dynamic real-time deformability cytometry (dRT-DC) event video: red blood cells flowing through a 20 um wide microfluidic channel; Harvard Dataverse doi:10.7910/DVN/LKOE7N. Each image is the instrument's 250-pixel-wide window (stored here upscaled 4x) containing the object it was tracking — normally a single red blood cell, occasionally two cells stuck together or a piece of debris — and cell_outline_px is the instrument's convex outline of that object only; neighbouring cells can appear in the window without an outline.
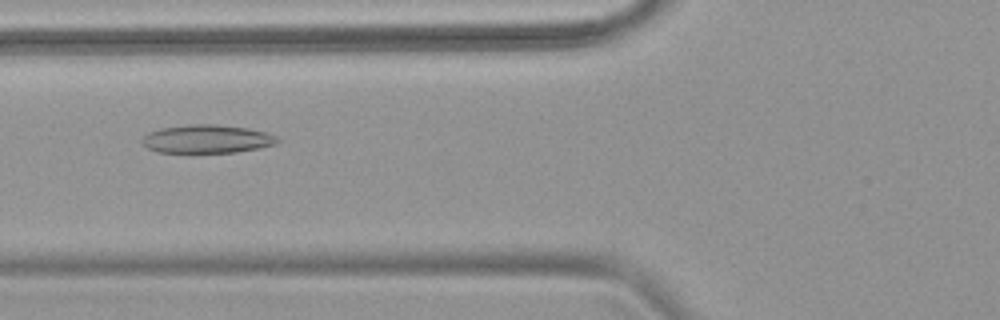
{"species": "common noctule bat (a hibernating species)", "species_latin": "Nyctalus noctula", "temperature_condition": "warm", "stored_images_in_passage": 53, "camera_frame_rate_fps": 3000, "um_per_image_px": 0.085, "animal": {"sex": "female", "body_mass_g": 18.4}, "frame": {"image": 1, "passage_image": 21, "time_ms": 6.667, "image_size_px": [1000, 320], "cell_outline_px": [[280, 140], [276, 144], [260, 148], [236, 152], [156, 152], [148, 148], [140, 140], [148, 132], [160, 128], [188, 124], [216, 124], [248, 128], [268, 132], [276, 136]], "centroid_in_image_um": [17.61, 11.8], "position_along_channel_um": 108.2, "area_um2": 22.48}}
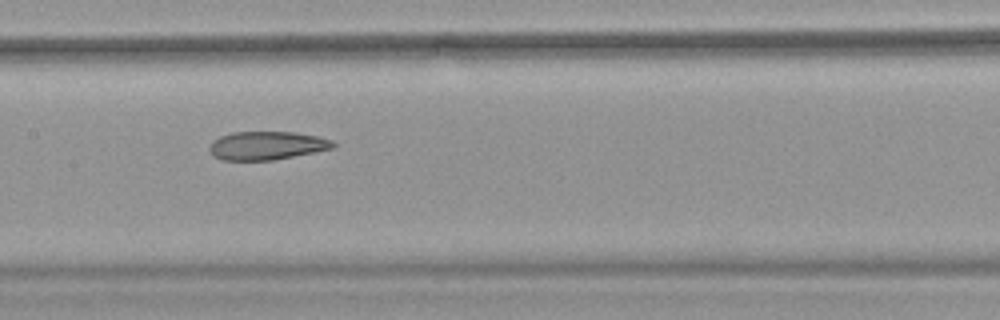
{"frame": {"image": 2, "passage_image": 27, "time_ms": 8.667, "image_size_px": [1000, 320], "cell_outline_px": [[336, 148], [272, 160], [224, 160], [212, 156], [208, 148], [212, 140], [220, 136], [232, 132], [296, 132], [316, 136], [332, 140], [336, 144]], "centroid_in_image_um": [22.66, 12.37], "position_along_channel_um": 184.7, "area_um2": 20.58}}
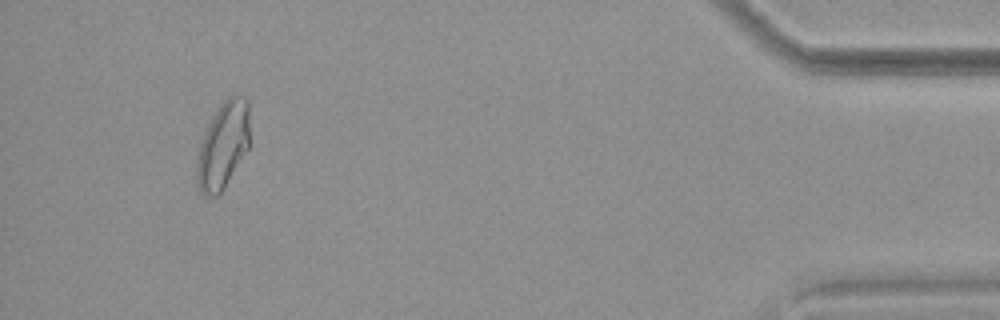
{"frame": {"image": 3, "passage_image": 50, "time_ms": 16.333, "image_size_px": [1000, 320], "cell_outline_px": [[252, 144], [224, 188], [216, 196], [204, 196], [200, 192], [196, 184], [196, 156], [200, 140], [212, 116], [220, 104], [228, 96], [236, 92], [244, 96], [248, 100]], "centroid_in_image_um": [18.99, 12.32], "position_along_channel_um": 416.2, "area_um2": 27.98}, "authors_computed_cell_mechanics": {"area_um2": 24.5072, "velocity_mm_per_s": 3.8283, "shape_relaxation_time_tau1_ms": null, "shape_relaxation_time_tau2_ms": 2.8822, "deformation_change_tau1": null, "deformation_change_tau2": 0.1037}}